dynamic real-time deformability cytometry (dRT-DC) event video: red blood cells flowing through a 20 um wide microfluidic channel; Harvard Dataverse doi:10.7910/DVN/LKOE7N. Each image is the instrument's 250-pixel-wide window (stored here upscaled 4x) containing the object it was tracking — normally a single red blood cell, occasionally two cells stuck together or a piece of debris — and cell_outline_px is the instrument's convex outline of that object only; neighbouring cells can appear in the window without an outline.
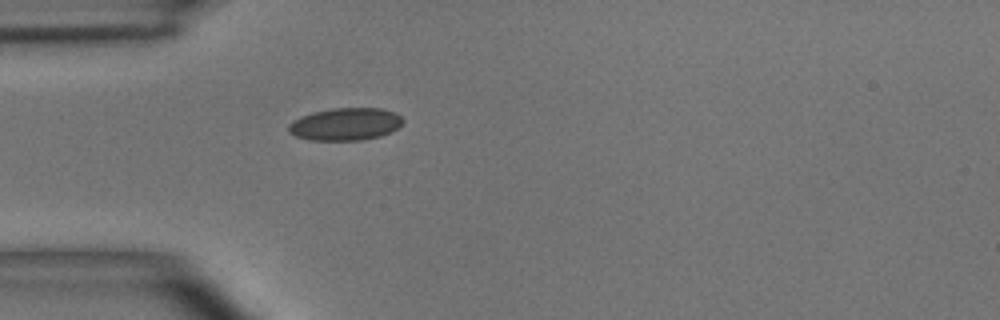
{"species": "common noctule bat (a hibernating species)", "species_latin": "Nyctalus noctula", "temperature_condition": "room temperature", "stored_images_in_passage": 6, "camera_frame_rate_fps": 3000, "um_per_image_px": 0.085, "animal": {"sex": "male", "body_mass_g": 15.6}, "frame": {"image": 1, "passage_image": 6, "time_ms": 6.0, "image_size_px": [1000, 320], "cell_outline_px": [[404, 120], [396, 128], [380, 136], [360, 140], [312, 140], [296, 136], [288, 132], [288, 124], [292, 120], [300, 116], [312, 112], [332, 108], [380, 108], [396, 112]], "centroid_in_image_um": [29.32, 10.54], "position_along_channel_um": 55.7, "area_um2": 21.62}}